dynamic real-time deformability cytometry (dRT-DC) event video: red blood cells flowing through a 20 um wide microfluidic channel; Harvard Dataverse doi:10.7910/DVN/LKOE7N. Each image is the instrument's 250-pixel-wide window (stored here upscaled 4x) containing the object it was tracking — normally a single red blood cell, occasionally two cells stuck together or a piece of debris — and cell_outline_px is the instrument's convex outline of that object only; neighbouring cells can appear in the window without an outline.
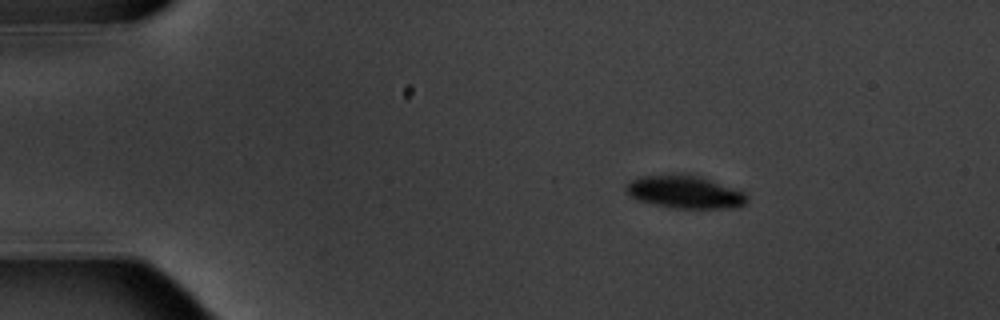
{"species": "common noctule bat (a hibernating species)", "species_latin": "Nyctalus noctula", "temperature_condition": "warm", "stored_images_in_passage": 4, "camera_frame_rate_fps": 3000, "um_per_image_px": 0.085, "animal": {"sex": "male", "body_mass_g": 20.1, "forearm_length_mm": 53.5}, "frame": {"image": 1, "passage_image": 2, "time_ms": 1.667, "image_size_px": [1000, 320], "cell_outline_px": [[748, 200], [744, 204], [736, 208], [672, 208], [636, 200], [624, 188], [632, 180], [640, 176], [680, 172], [700, 176], [744, 192]], "centroid_in_image_um": [58.2, 16.3], "position_along_channel_um": 26.8, "area_um2": 23.29}}